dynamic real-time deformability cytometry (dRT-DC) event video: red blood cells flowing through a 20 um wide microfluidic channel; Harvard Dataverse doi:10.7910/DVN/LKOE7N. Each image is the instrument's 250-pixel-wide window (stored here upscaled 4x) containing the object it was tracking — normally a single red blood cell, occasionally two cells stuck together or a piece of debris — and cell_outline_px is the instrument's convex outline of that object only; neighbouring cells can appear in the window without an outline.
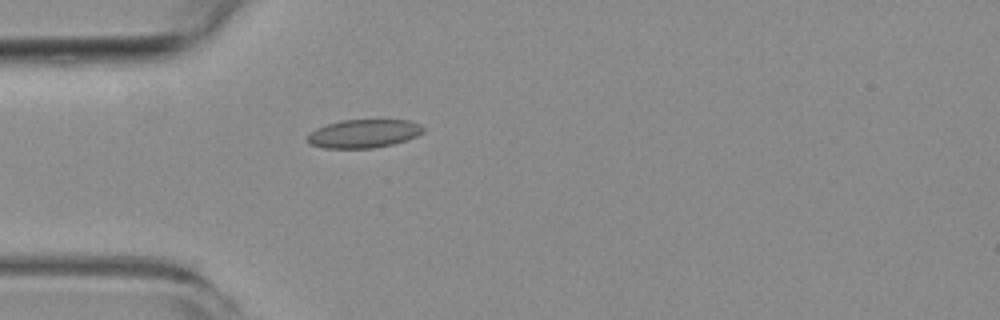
{"species": "common noctule bat (a hibernating species)", "species_latin": "Nyctalus noctula", "temperature_condition": "room temperature", "stored_images_in_passage": 1, "camera_frame_rate_fps": 3000, "um_per_image_px": 0.085, "animal": {"sex": "female", "body_mass_g": 19.3, "forearm_length_mm": 54.1}, "frame": {"image": 1, "passage_image": 1, "time_ms": 0.0, "image_size_px": [1000, 320], "cell_outline_px": [[424, 132], [416, 136], [392, 144], [376, 148], [324, 148], [312, 144], [308, 140], [308, 132], [316, 128], [340, 120], [408, 120], [420, 124], [424, 128]], "centroid_in_image_um": [30.92, 11.35], "position_along_channel_um": 54.1, "area_um2": 19.07}}